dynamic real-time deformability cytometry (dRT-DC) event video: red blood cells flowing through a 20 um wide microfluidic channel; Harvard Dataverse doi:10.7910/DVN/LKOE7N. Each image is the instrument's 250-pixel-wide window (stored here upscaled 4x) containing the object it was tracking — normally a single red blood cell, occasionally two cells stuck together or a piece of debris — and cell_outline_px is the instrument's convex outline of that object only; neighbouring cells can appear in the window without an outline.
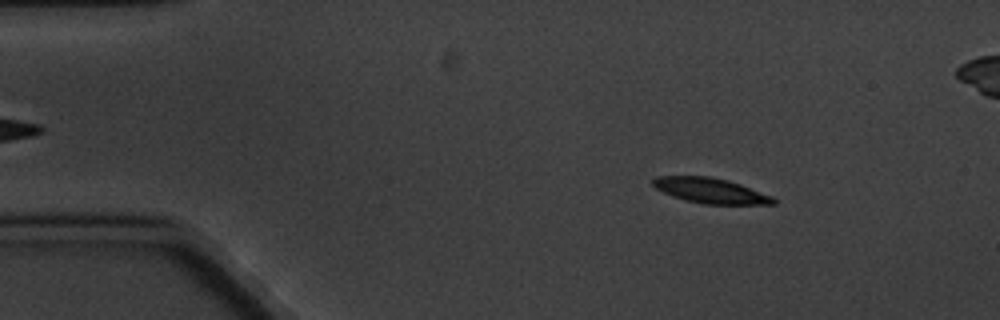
{"species": "common noctule bat (a hibernating species)", "species_latin": "Nyctalus noctula", "temperature_condition": "cold", "stored_images_in_passage": 5, "camera_frame_rate_fps": 3000, "um_per_image_px": 0.085, "animal": {"sex": "male", "body_mass_g": 20.1, "forearm_length_mm": 53.5}, "frame": {"image": 1, "passage_image": 2, "time_ms": 1.333, "image_size_px": [1000, 320], "cell_outline_px": [[776, 204], [704, 204], [684, 200], [672, 196], [656, 188], [652, 184], [652, 180], [656, 176], [708, 176], [728, 180], [740, 184], [772, 196], [776, 200]], "centroid_in_image_um": [60.39, 16.2], "position_along_channel_um": 24.6, "area_um2": 17.63}}